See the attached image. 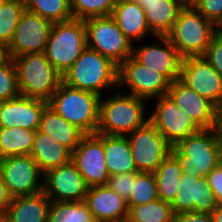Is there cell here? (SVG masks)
<instances>
[{"instance_id": "cell-1", "label": "cell", "mask_w": 222, "mask_h": 222, "mask_svg": "<svg viewBox=\"0 0 222 222\" xmlns=\"http://www.w3.org/2000/svg\"><path fill=\"white\" fill-rule=\"evenodd\" d=\"M182 172L206 177L222 161V139L213 129H201L173 146Z\"/></svg>"}, {"instance_id": "cell-2", "label": "cell", "mask_w": 222, "mask_h": 222, "mask_svg": "<svg viewBox=\"0 0 222 222\" xmlns=\"http://www.w3.org/2000/svg\"><path fill=\"white\" fill-rule=\"evenodd\" d=\"M62 77L66 85L101 97L103 90L118 87V65L86 47Z\"/></svg>"}, {"instance_id": "cell-3", "label": "cell", "mask_w": 222, "mask_h": 222, "mask_svg": "<svg viewBox=\"0 0 222 222\" xmlns=\"http://www.w3.org/2000/svg\"><path fill=\"white\" fill-rule=\"evenodd\" d=\"M146 99L132 94L116 93L99 100V124L96 133L126 136L144 126L149 117L144 118ZM146 119V120H145Z\"/></svg>"}, {"instance_id": "cell-4", "label": "cell", "mask_w": 222, "mask_h": 222, "mask_svg": "<svg viewBox=\"0 0 222 222\" xmlns=\"http://www.w3.org/2000/svg\"><path fill=\"white\" fill-rule=\"evenodd\" d=\"M13 61L20 95L48 102L63 82L44 52L23 54Z\"/></svg>"}, {"instance_id": "cell-5", "label": "cell", "mask_w": 222, "mask_h": 222, "mask_svg": "<svg viewBox=\"0 0 222 222\" xmlns=\"http://www.w3.org/2000/svg\"><path fill=\"white\" fill-rule=\"evenodd\" d=\"M100 96L61 83L48 106L84 134H95L99 124Z\"/></svg>"}, {"instance_id": "cell-6", "label": "cell", "mask_w": 222, "mask_h": 222, "mask_svg": "<svg viewBox=\"0 0 222 222\" xmlns=\"http://www.w3.org/2000/svg\"><path fill=\"white\" fill-rule=\"evenodd\" d=\"M220 29L195 8L181 9L167 38L182 58L204 56Z\"/></svg>"}, {"instance_id": "cell-7", "label": "cell", "mask_w": 222, "mask_h": 222, "mask_svg": "<svg viewBox=\"0 0 222 222\" xmlns=\"http://www.w3.org/2000/svg\"><path fill=\"white\" fill-rule=\"evenodd\" d=\"M87 47L84 20L72 18L52 24L44 54L63 75Z\"/></svg>"}, {"instance_id": "cell-8", "label": "cell", "mask_w": 222, "mask_h": 222, "mask_svg": "<svg viewBox=\"0 0 222 222\" xmlns=\"http://www.w3.org/2000/svg\"><path fill=\"white\" fill-rule=\"evenodd\" d=\"M87 47L111 59L118 66L132 55L133 44L118 28L112 16L84 20Z\"/></svg>"}, {"instance_id": "cell-9", "label": "cell", "mask_w": 222, "mask_h": 222, "mask_svg": "<svg viewBox=\"0 0 222 222\" xmlns=\"http://www.w3.org/2000/svg\"><path fill=\"white\" fill-rule=\"evenodd\" d=\"M155 110L148 116L149 122L173 147L201 128L168 95L156 98Z\"/></svg>"}, {"instance_id": "cell-10", "label": "cell", "mask_w": 222, "mask_h": 222, "mask_svg": "<svg viewBox=\"0 0 222 222\" xmlns=\"http://www.w3.org/2000/svg\"><path fill=\"white\" fill-rule=\"evenodd\" d=\"M117 85H126L130 89L129 94L149 100L167 95L171 81L142 65L131 55L118 66Z\"/></svg>"}, {"instance_id": "cell-11", "label": "cell", "mask_w": 222, "mask_h": 222, "mask_svg": "<svg viewBox=\"0 0 222 222\" xmlns=\"http://www.w3.org/2000/svg\"><path fill=\"white\" fill-rule=\"evenodd\" d=\"M127 135L138 172H155L171 153L172 146L149 121Z\"/></svg>"}, {"instance_id": "cell-12", "label": "cell", "mask_w": 222, "mask_h": 222, "mask_svg": "<svg viewBox=\"0 0 222 222\" xmlns=\"http://www.w3.org/2000/svg\"><path fill=\"white\" fill-rule=\"evenodd\" d=\"M0 172L12 198L43 191V173L30 155L0 159Z\"/></svg>"}, {"instance_id": "cell-13", "label": "cell", "mask_w": 222, "mask_h": 222, "mask_svg": "<svg viewBox=\"0 0 222 222\" xmlns=\"http://www.w3.org/2000/svg\"><path fill=\"white\" fill-rule=\"evenodd\" d=\"M71 162L89 187L106 185L110 177L103 146V134H85L71 152Z\"/></svg>"}, {"instance_id": "cell-14", "label": "cell", "mask_w": 222, "mask_h": 222, "mask_svg": "<svg viewBox=\"0 0 222 222\" xmlns=\"http://www.w3.org/2000/svg\"><path fill=\"white\" fill-rule=\"evenodd\" d=\"M52 22L25 8L6 48L8 58L45 51Z\"/></svg>"}, {"instance_id": "cell-15", "label": "cell", "mask_w": 222, "mask_h": 222, "mask_svg": "<svg viewBox=\"0 0 222 222\" xmlns=\"http://www.w3.org/2000/svg\"><path fill=\"white\" fill-rule=\"evenodd\" d=\"M179 79L215 106L222 101V76L204 56L183 58Z\"/></svg>"}, {"instance_id": "cell-16", "label": "cell", "mask_w": 222, "mask_h": 222, "mask_svg": "<svg viewBox=\"0 0 222 222\" xmlns=\"http://www.w3.org/2000/svg\"><path fill=\"white\" fill-rule=\"evenodd\" d=\"M43 192L51 201H84L89 186L70 161L43 174Z\"/></svg>"}, {"instance_id": "cell-17", "label": "cell", "mask_w": 222, "mask_h": 222, "mask_svg": "<svg viewBox=\"0 0 222 222\" xmlns=\"http://www.w3.org/2000/svg\"><path fill=\"white\" fill-rule=\"evenodd\" d=\"M217 205L206 177L182 173L179 189L171 203L174 214L191 211L211 214Z\"/></svg>"}, {"instance_id": "cell-18", "label": "cell", "mask_w": 222, "mask_h": 222, "mask_svg": "<svg viewBox=\"0 0 222 222\" xmlns=\"http://www.w3.org/2000/svg\"><path fill=\"white\" fill-rule=\"evenodd\" d=\"M156 43L135 47L132 56L142 65L166 76L171 82L180 78L182 57L167 36H157Z\"/></svg>"}, {"instance_id": "cell-19", "label": "cell", "mask_w": 222, "mask_h": 222, "mask_svg": "<svg viewBox=\"0 0 222 222\" xmlns=\"http://www.w3.org/2000/svg\"><path fill=\"white\" fill-rule=\"evenodd\" d=\"M167 95L201 129H213L216 123V106L208 99L197 94L180 79L171 82Z\"/></svg>"}, {"instance_id": "cell-20", "label": "cell", "mask_w": 222, "mask_h": 222, "mask_svg": "<svg viewBox=\"0 0 222 222\" xmlns=\"http://www.w3.org/2000/svg\"><path fill=\"white\" fill-rule=\"evenodd\" d=\"M47 105L46 101L23 95L0 102V128L16 127L37 131L42 111Z\"/></svg>"}, {"instance_id": "cell-21", "label": "cell", "mask_w": 222, "mask_h": 222, "mask_svg": "<svg viewBox=\"0 0 222 222\" xmlns=\"http://www.w3.org/2000/svg\"><path fill=\"white\" fill-rule=\"evenodd\" d=\"M84 202L96 222H114L129 215L127 201L107 185L89 187Z\"/></svg>"}, {"instance_id": "cell-22", "label": "cell", "mask_w": 222, "mask_h": 222, "mask_svg": "<svg viewBox=\"0 0 222 222\" xmlns=\"http://www.w3.org/2000/svg\"><path fill=\"white\" fill-rule=\"evenodd\" d=\"M50 203L43 191L14 197L5 213V222H47Z\"/></svg>"}, {"instance_id": "cell-23", "label": "cell", "mask_w": 222, "mask_h": 222, "mask_svg": "<svg viewBox=\"0 0 222 222\" xmlns=\"http://www.w3.org/2000/svg\"><path fill=\"white\" fill-rule=\"evenodd\" d=\"M30 156L43 174L71 161V151L68 148L39 130L35 133Z\"/></svg>"}, {"instance_id": "cell-24", "label": "cell", "mask_w": 222, "mask_h": 222, "mask_svg": "<svg viewBox=\"0 0 222 222\" xmlns=\"http://www.w3.org/2000/svg\"><path fill=\"white\" fill-rule=\"evenodd\" d=\"M142 6L150 32L155 36H167L182 9L175 0H138Z\"/></svg>"}, {"instance_id": "cell-25", "label": "cell", "mask_w": 222, "mask_h": 222, "mask_svg": "<svg viewBox=\"0 0 222 222\" xmlns=\"http://www.w3.org/2000/svg\"><path fill=\"white\" fill-rule=\"evenodd\" d=\"M111 16L115 19L118 28L132 43L135 40L142 41L146 35L151 33L144 10L135 1H117Z\"/></svg>"}, {"instance_id": "cell-26", "label": "cell", "mask_w": 222, "mask_h": 222, "mask_svg": "<svg viewBox=\"0 0 222 222\" xmlns=\"http://www.w3.org/2000/svg\"><path fill=\"white\" fill-rule=\"evenodd\" d=\"M38 130L48 134L71 152L75 150L82 137L85 135L62 116H59L48 105L42 111Z\"/></svg>"}, {"instance_id": "cell-27", "label": "cell", "mask_w": 222, "mask_h": 222, "mask_svg": "<svg viewBox=\"0 0 222 222\" xmlns=\"http://www.w3.org/2000/svg\"><path fill=\"white\" fill-rule=\"evenodd\" d=\"M103 146L110 176L138 172L126 136L103 135Z\"/></svg>"}, {"instance_id": "cell-28", "label": "cell", "mask_w": 222, "mask_h": 222, "mask_svg": "<svg viewBox=\"0 0 222 222\" xmlns=\"http://www.w3.org/2000/svg\"><path fill=\"white\" fill-rule=\"evenodd\" d=\"M182 168L177 158L170 153L153 172L159 199L172 203L179 189Z\"/></svg>"}, {"instance_id": "cell-29", "label": "cell", "mask_w": 222, "mask_h": 222, "mask_svg": "<svg viewBox=\"0 0 222 222\" xmlns=\"http://www.w3.org/2000/svg\"><path fill=\"white\" fill-rule=\"evenodd\" d=\"M35 133L26 128H0V159L30 155Z\"/></svg>"}, {"instance_id": "cell-30", "label": "cell", "mask_w": 222, "mask_h": 222, "mask_svg": "<svg viewBox=\"0 0 222 222\" xmlns=\"http://www.w3.org/2000/svg\"><path fill=\"white\" fill-rule=\"evenodd\" d=\"M47 222H96L84 201H51Z\"/></svg>"}, {"instance_id": "cell-31", "label": "cell", "mask_w": 222, "mask_h": 222, "mask_svg": "<svg viewBox=\"0 0 222 222\" xmlns=\"http://www.w3.org/2000/svg\"><path fill=\"white\" fill-rule=\"evenodd\" d=\"M128 218L132 222H173L174 212L170 203L161 199L141 204L137 206H128Z\"/></svg>"}, {"instance_id": "cell-32", "label": "cell", "mask_w": 222, "mask_h": 222, "mask_svg": "<svg viewBox=\"0 0 222 222\" xmlns=\"http://www.w3.org/2000/svg\"><path fill=\"white\" fill-rule=\"evenodd\" d=\"M25 7L52 23L63 22L73 18L70 0H27Z\"/></svg>"}, {"instance_id": "cell-33", "label": "cell", "mask_w": 222, "mask_h": 222, "mask_svg": "<svg viewBox=\"0 0 222 222\" xmlns=\"http://www.w3.org/2000/svg\"><path fill=\"white\" fill-rule=\"evenodd\" d=\"M25 8V3L19 0L6 1L0 5V44L5 48L9 46Z\"/></svg>"}, {"instance_id": "cell-34", "label": "cell", "mask_w": 222, "mask_h": 222, "mask_svg": "<svg viewBox=\"0 0 222 222\" xmlns=\"http://www.w3.org/2000/svg\"><path fill=\"white\" fill-rule=\"evenodd\" d=\"M159 199L153 172H139L134 179L128 206L147 204Z\"/></svg>"}, {"instance_id": "cell-35", "label": "cell", "mask_w": 222, "mask_h": 222, "mask_svg": "<svg viewBox=\"0 0 222 222\" xmlns=\"http://www.w3.org/2000/svg\"><path fill=\"white\" fill-rule=\"evenodd\" d=\"M116 2V0H70V9L75 19L106 17L112 15Z\"/></svg>"}, {"instance_id": "cell-36", "label": "cell", "mask_w": 222, "mask_h": 222, "mask_svg": "<svg viewBox=\"0 0 222 222\" xmlns=\"http://www.w3.org/2000/svg\"><path fill=\"white\" fill-rule=\"evenodd\" d=\"M19 95L16 67L13 59L8 58L0 65V102L14 99Z\"/></svg>"}, {"instance_id": "cell-37", "label": "cell", "mask_w": 222, "mask_h": 222, "mask_svg": "<svg viewBox=\"0 0 222 222\" xmlns=\"http://www.w3.org/2000/svg\"><path fill=\"white\" fill-rule=\"evenodd\" d=\"M138 173L139 172L121 173L110 176L106 185L125 201H128L132 192L135 176Z\"/></svg>"}, {"instance_id": "cell-38", "label": "cell", "mask_w": 222, "mask_h": 222, "mask_svg": "<svg viewBox=\"0 0 222 222\" xmlns=\"http://www.w3.org/2000/svg\"><path fill=\"white\" fill-rule=\"evenodd\" d=\"M195 9L222 29V0H200Z\"/></svg>"}, {"instance_id": "cell-39", "label": "cell", "mask_w": 222, "mask_h": 222, "mask_svg": "<svg viewBox=\"0 0 222 222\" xmlns=\"http://www.w3.org/2000/svg\"><path fill=\"white\" fill-rule=\"evenodd\" d=\"M204 57L222 76V29L213 36Z\"/></svg>"}, {"instance_id": "cell-40", "label": "cell", "mask_w": 222, "mask_h": 222, "mask_svg": "<svg viewBox=\"0 0 222 222\" xmlns=\"http://www.w3.org/2000/svg\"><path fill=\"white\" fill-rule=\"evenodd\" d=\"M217 203L222 204V161L206 176Z\"/></svg>"}, {"instance_id": "cell-41", "label": "cell", "mask_w": 222, "mask_h": 222, "mask_svg": "<svg viewBox=\"0 0 222 222\" xmlns=\"http://www.w3.org/2000/svg\"><path fill=\"white\" fill-rule=\"evenodd\" d=\"M173 222H212V217L208 213L182 212L175 214Z\"/></svg>"}, {"instance_id": "cell-42", "label": "cell", "mask_w": 222, "mask_h": 222, "mask_svg": "<svg viewBox=\"0 0 222 222\" xmlns=\"http://www.w3.org/2000/svg\"><path fill=\"white\" fill-rule=\"evenodd\" d=\"M12 197L8 193L7 187L3 182L0 172V217H4L8 206L10 205Z\"/></svg>"}, {"instance_id": "cell-43", "label": "cell", "mask_w": 222, "mask_h": 222, "mask_svg": "<svg viewBox=\"0 0 222 222\" xmlns=\"http://www.w3.org/2000/svg\"><path fill=\"white\" fill-rule=\"evenodd\" d=\"M215 130L222 139V101L216 106Z\"/></svg>"}, {"instance_id": "cell-44", "label": "cell", "mask_w": 222, "mask_h": 222, "mask_svg": "<svg viewBox=\"0 0 222 222\" xmlns=\"http://www.w3.org/2000/svg\"><path fill=\"white\" fill-rule=\"evenodd\" d=\"M182 9L196 8L200 0H175Z\"/></svg>"}, {"instance_id": "cell-45", "label": "cell", "mask_w": 222, "mask_h": 222, "mask_svg": "<svg viewBox=\"0 0 222 222\" xmlns=\"http://www.w3.org/2000/svg\"><path fill=\"white\" fill-rule=\"evenodd\" d=\"M212 222H222V204H218L216 209L211 213Z\"/></svg>"}, {"instance_id": "cell-46", "label": "cell", "mask_w": 222, "mask_h": 222, "mask_svg": "<svg viewBox=\"0 0 222 222\" xmlns=\"http://www.w3.org/2000/svg\"><path fill=\"white\" fill-rule=\"evenodd\" d=\"M8 59L6 48L0 44V65Z\"/></svg>"}, {"instance_id": "cell-47", "label": "cell", "mask_w": 222, "mask_h": 222, "mask_svg": "<svg viewBox=\"0 0 222 222\" xmlns=\"http://www.w3.org/2000/svg\"><path fill=\"white\" fill-rule=\"evenodd\" d=\"M114 222H132L128 217Z\"/></svg>"}, {"instance_id": "cell-48", "label": "cell", "mask_w": 222, "mask_h": 222, "mask_svg": "<svg viewBox=\"0 0 222 222\" xmlns=\"http://www.w3.org/2000/svg\"><path fill=\"white\" fill-rule=\"evenodd\" d=\"M116 1H123V2L135 1V2H137L138 0H116Z\"/></svg>"}, {"instance_id": "cell-49", "label": "cell", "mask_w": 222, "mask_h": 222, "mask_svg": "<svg viewBox=\"0 0 222 222\" xmlns=\"http://www.w3.org/2000/svg\"><path fill=\"white\" fill-rule=\"evenodd\" d=\"M0 222H5L4 217H0Z\"/></svg>"}, {"instance_id": "cell-50", "label": "cell", "mask_w": 222, "mask_h": 222, "mask_svg": "<svg viewBox=\"0 0 222 222\" xmlns=\"http://www.w3.org/2000/svg\"><path fill=\"white\" fill-rule=\"evenodd\" d=\"M6 1H10V0H0V5H1L3 2H6Z\"/></svg>"}]
</instances>
